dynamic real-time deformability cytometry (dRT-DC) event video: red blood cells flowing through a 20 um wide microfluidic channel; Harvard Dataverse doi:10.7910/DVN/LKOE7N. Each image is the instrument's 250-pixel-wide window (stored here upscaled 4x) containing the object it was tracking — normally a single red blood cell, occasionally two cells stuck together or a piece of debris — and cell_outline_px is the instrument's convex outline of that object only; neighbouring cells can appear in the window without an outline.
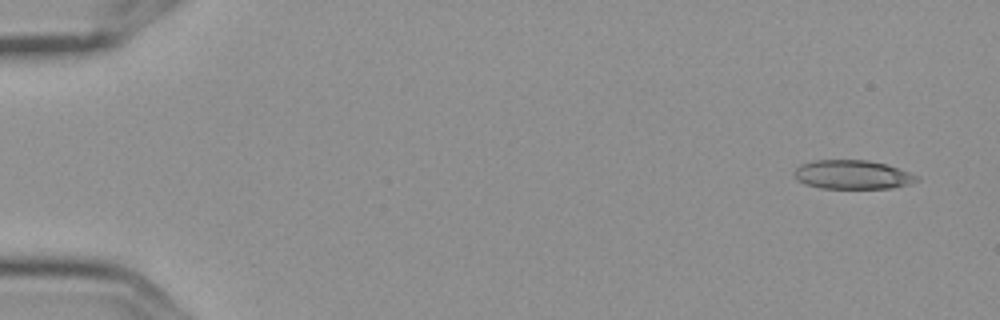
{"species": "Egyptian fruit bat (a non-hibernating species)", "species_latin": "Rousettus aegyptiacus", "temperature_condition": "cold", "stored_images_in_passage": 5, "camera_frame_rate_fps": 3000, "um_per_image_px": 0.085, "frame": {"image": 1, "passage_image": 1, "time_ms": 0.0, "image_size_px": [1000, 320], "cell_outline_px": [[920, 180], [908, 184], [892, 188], [820, 188], [804, 184], [796, 180], [796, 168], [800, 164], [816, 160], [868, 160], [888, 164], [920, 176]], "centroid_in_image_um": [72.5, 14.84], "position_along_channel_um": 12.5, "area_um2": 20.75}}
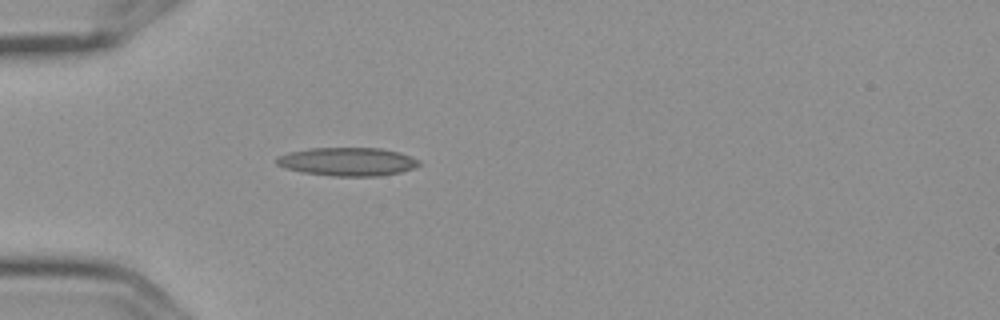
{"frame": {"image": 2, "passage_image": 5, "time_ms": 1.333, "image_size_px": [1000, 320], "cell_outline_px": [[420, 164], [412, 168], [400, 172], [380, 176], [332, 176], [304, 172], [284, 168], [276, 164], [276, 156], [288, 152], [308, 148], [380, 148], [400, 152], [420, 160]], "centroid_in_image_um": [29.51, 13.73], "position_along_channel_um": 55.5, "area_um2": 23.64}}